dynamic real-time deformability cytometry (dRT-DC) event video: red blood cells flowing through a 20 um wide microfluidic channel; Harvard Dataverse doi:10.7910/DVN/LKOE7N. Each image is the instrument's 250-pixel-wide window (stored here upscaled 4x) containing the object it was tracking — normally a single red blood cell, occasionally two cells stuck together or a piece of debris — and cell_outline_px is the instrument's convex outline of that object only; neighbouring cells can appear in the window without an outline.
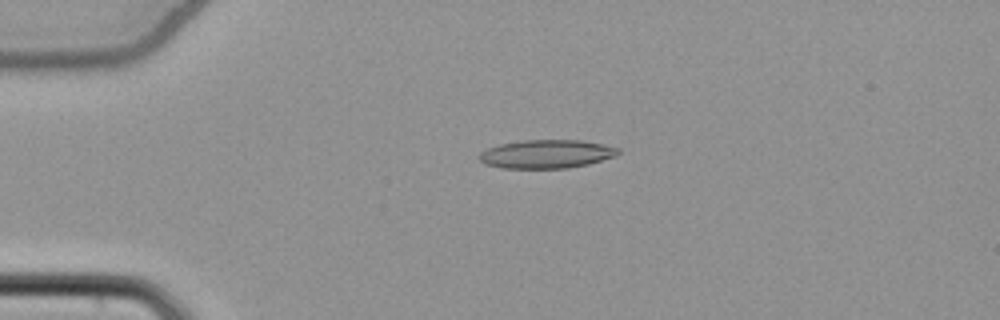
{"species": "common noctule bat (a hibernating species)", "species_latin": "Nyctalus noctula", "temperature_condition": "cold", "stored_images_in_passage": 43, "camera_frame_rate_fps": 3000, "um_per_image_px": 0.085, "animal": {"sex": "female", "body_mass_g": 22.7, "forearm_length_mm": 54.2}, "frame": {"image": 1, "passage_image": 2, "time_ms": 0.333, "image_size_px": [1000, 320], "cell_outline_px": [[620, 152], [616, 156], [588, 164], [568, 168], [500, 168], [484, 164], [480, 160], [480, 152], [488, 148], [500, 144], [524, 140], [584, 140], [604, 144], [620, 148]], "centroid_in_image_um": [46.48, 13.09], "position_along_channel_um": 38.5, "area_um2": 23.18}}
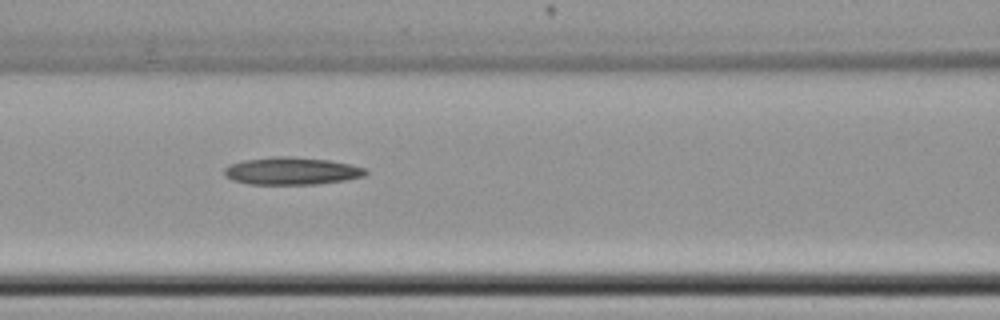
{"frame": {"image": 2, "passage_image": 13, "time_ms": 4.0, "image_size_px": [1000, 320], "cell_outline_px": [[368, 172], [364, 176], [344, 180], [316, 184], [248, 184], [232, 180], [224, 176], [224, 168], [228, 164], [244, 160], [272, 156], [292, 156], [328, 160], [352, 164], [368, 168]], "centroid_in_image_um": [24.78, 14.52], "position_along_channel_um": 141.8, "area_um2": 22.89}}
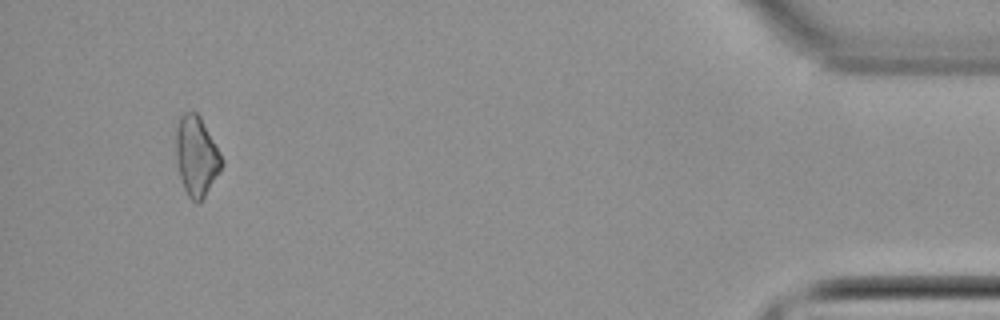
{"frame": {"image": 3, "passage_image": 40, "time_ms": 13.0, "image_size_px": [1000, 320], "cell_outline_px": [[224, 164], [200, 204], [196, 204], [188, 196], [184, 188], [180, 176], [176, 160], [176, 128], [180, 116], [184, 112], [196, 112], [200, 116], [216, 144], [224, 160]], "centroid_in_image_um": [16.71, 13.28], "position_along_channel_um": 418.5, "area_um2": 21.39}}